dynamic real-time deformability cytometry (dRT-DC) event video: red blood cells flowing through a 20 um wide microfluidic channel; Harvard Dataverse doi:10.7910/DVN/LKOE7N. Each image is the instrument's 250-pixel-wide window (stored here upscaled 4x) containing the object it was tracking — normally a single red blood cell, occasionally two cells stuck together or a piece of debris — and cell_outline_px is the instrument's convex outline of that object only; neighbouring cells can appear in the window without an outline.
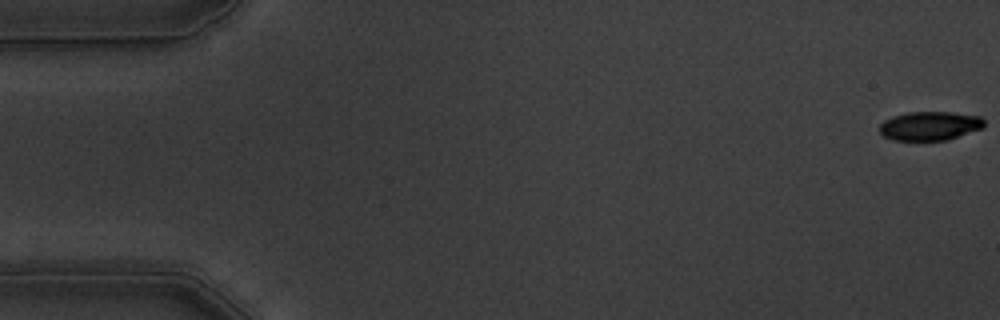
{"species": "common noctule bat (a hibernating species)", "species_latin": "Nyctalus noctula", "temperature_condition": "warm", "stored_images_in_passage": 57, "camera_frame_rate_fps": 3000, "um_per_image_px": 0.085, "animal": {"sex": "male", "body_mass_g": 19.5, "forearm_length_mm": 54.6}, "frame": {"image": 1, "passage_image": 1, "time_ms": 0.0, "image_size_px": [1000, 320], "cell_outline_px": [[984, 128], [948, 140], [892, 140], [884, 136], [880, 132], [880, 124], [884, 120], [892, 116], [908, 112], [952, 112], [980, 116], [984, 120]], "centroid_in_image_um": [79.05, 10.7], "position_along_channel_um": 5.9, "area_um2": 17.74}}
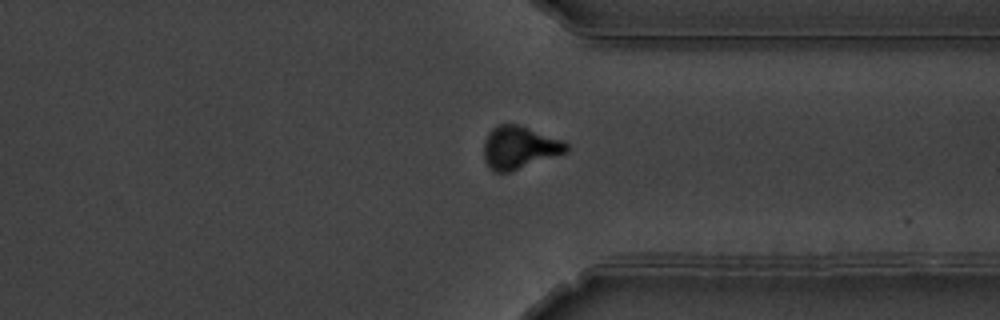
{"frame": {"image": 2, "passage_image": 43, "time_ms": 14.0, "image_size_px": [1000, 320], "cell_outline_px": [[568, 152], [508, 172], [496, 172], [488, 168], [484, 160], [484, 140], [488, 132], [496, 124], [520, 124], [564, 140], [568, 144]], "centroid_in_image_um": [44.14, 12.51], "position_along_channel_um": 367.3, "area_um2": 20.81}}
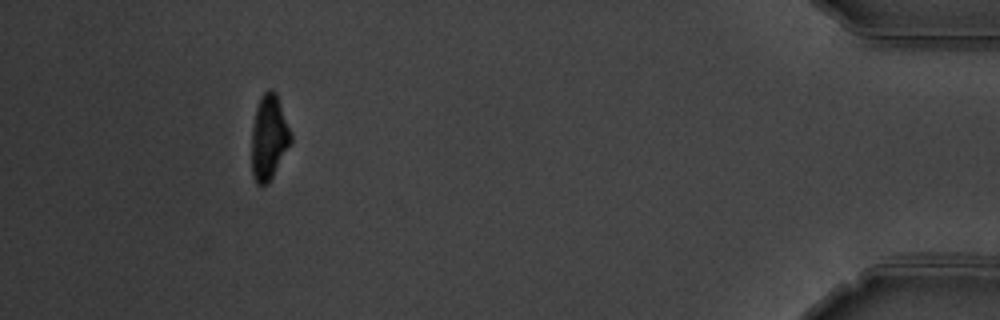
{"frame": {"image": 3, "passage_image": 52, "time_ms": 17.0, "image_size_px": [1000, 320], "cell_outline_px": [[292, 140], [268, 184], [256, 184], [252, 176], [252, 128], [256, 108], [260, 96], [268, 88], [272, 88], [276, 92], [292, 132]], "centroid_in_image_um": [22.86, 11.64], "position_along_channel_um": 412.3, "area_um2": 19.48}, "authors_computed_cell_mechanics": {"area_um2": 20.2878, "velocity_mm_per_s": 3.6025, "shape_relaxation_time_tau1_ms": 4.4048, "shape_relaxation_time_tau2_ms": 3.0647, "deformation_change_tau1": 0.1747, "deformation_change_tau2": 0.0888}}